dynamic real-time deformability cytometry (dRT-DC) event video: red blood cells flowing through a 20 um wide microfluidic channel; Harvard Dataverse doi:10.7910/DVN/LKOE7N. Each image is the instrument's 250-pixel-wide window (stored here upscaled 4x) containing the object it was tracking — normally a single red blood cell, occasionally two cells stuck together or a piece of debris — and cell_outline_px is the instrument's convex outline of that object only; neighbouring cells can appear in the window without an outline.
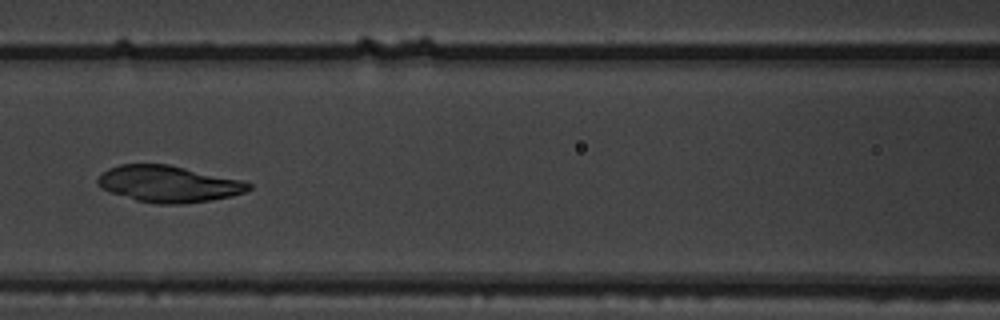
{"species": "common noctule bat (a hibernating species)", "species_latin": "Nyctalus noctula", "temperature_condition": "warm", "stored_images_in_passage": 10, "camera_frame_rate_fps": 3000, "um_per_image_px": 0.085, "animal": {"sex": "male", "body_mass_g": 19.5, "forearm_length_mm": 54.6}, "frame": {"image": 1, "passage_image": 7, "time_ms": 2.0, "image_size_px": [1000, 320], "cell_outline_px": [[252, 188], [244, 192], [232, 196], [212, 200], [184, 204], [156, 204], [136, 200], [112, 192], [104, 188], [96, 180], [108, 168], [120, 164], [168, 164], [240, 180], [252, 184]], "centroid_in_image_um": [14.35, 15.64], "position_along_channel_um": 152.2, "area_um2": 31.73}}
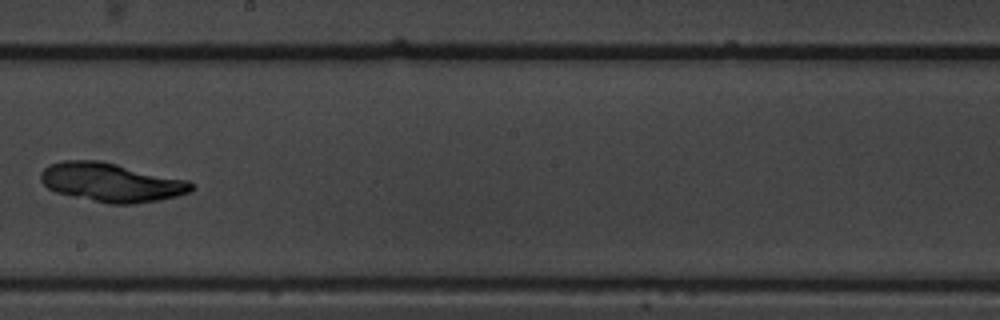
{"frame": {"image": 2, "passage_image": 9, "time_ms": 2.667, "image_size_px": [1000, 320], "cell_outline_px": [[196, 188], [188, 192], [176, 196], [160, 200], [136, 204], [108, 204], [56, 192], [48, 188], [40, 180], [40, 172], [48, 164], [64, 160], [96, 160], [116, 164], [188, 180], [196, 184]], "centroid_in_image_um": [9.46, 15.5], "position_along_channel_um": 238.7, "area_um2": 34.16}}
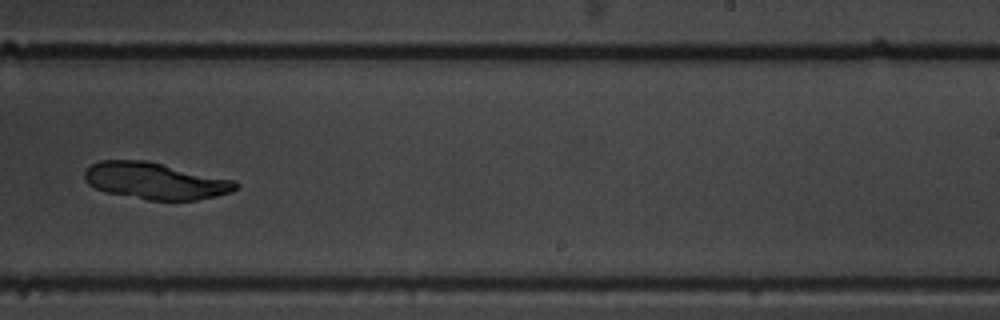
{"frame": {"image": 3, "passage_image": 10, "time_ms": 3.0, "image_size_px": [1000, 320], "cell_outline_px": [[240, 184], [232, 192], [216, 196], [196, 200], [148, 200], [104, 192], [88, 184], [84, 180], [84, 172], [92, 164], [100, 160], [148, 160], [236, 180]], "centroid_in_image_um": [13.22, 15.37], "position_along_channel_um": 275.8, "area_um2": 32.66}}